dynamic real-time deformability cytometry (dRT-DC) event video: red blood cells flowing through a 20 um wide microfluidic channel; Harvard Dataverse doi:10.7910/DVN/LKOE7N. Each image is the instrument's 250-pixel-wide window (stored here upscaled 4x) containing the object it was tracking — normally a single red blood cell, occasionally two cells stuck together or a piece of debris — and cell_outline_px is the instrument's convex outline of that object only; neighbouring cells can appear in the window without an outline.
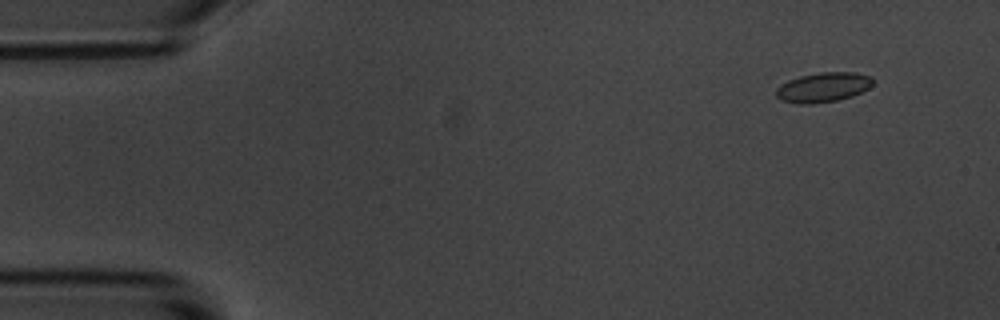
{"species": "common noctule bat (a hibernating species)", "species_latin": "Nyctalus noctula", "temperature_condition": "room temperature", "stored_images_in_passage": 55, "camera_frame_rate_fps": 3000, "um_per_image_px": 0.085, "animal": {"sex": "male", "body_mass_g": 20.1, "forearm_length_mm": 53.5}, "frame": {"image": 1, "passage_image": 4, "time_ms": 1.0, "image_size_px": [1000, 320], "cell_outline_px": [[872, 84], [868, 88], [852, 96], [836, 100], [812, 104], [800, 104], [780, 100], [776, 96], [776, 88], [788, 80], [800, 76], [820, 72], [852, 72], [872, 76]], "centroid_in_image_um": [69.94, 7.42], "position_along_channel_um": 15.1, "area_um2": 16.65}}
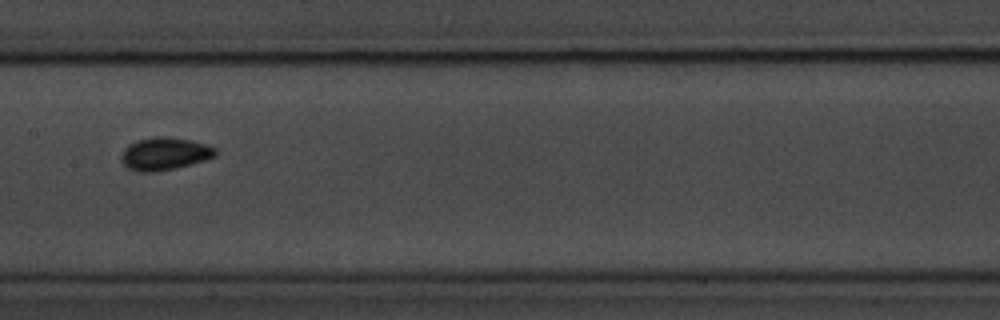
{"frame": {"image": 2, "passage_image": 27, "time_ms": 8.667, "image_size_px": [1000, 320], "cell_outline_px": [[216, 156], [204, 160], [172, 168], [152, 172], [140, 172], [128, 168], [120, 160], [120, 156], [124, 148], [128, 144], [136, 140], [156, 136], [168, 136], [208, 144], [216, 148]], "centroid_in_image_um": [13.95, 13.05], "position_along_channel_um": 193.4, "area_um2": 17.86}}
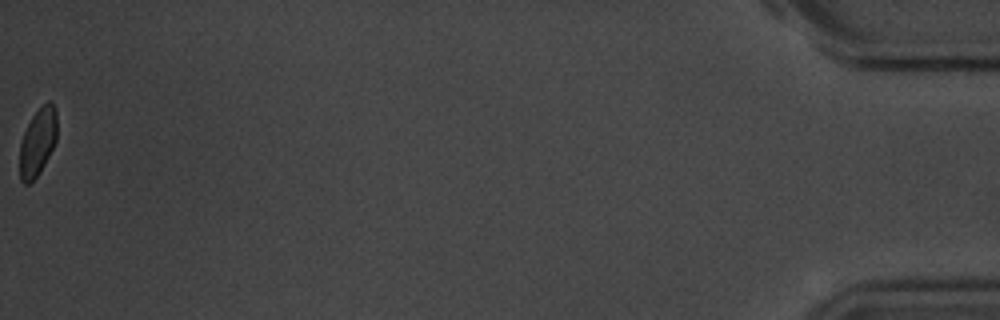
{"frame": {"image": 3, "passage_image": 55, "time_ms": 18.0, "image_size_px": [1000, 320], "cell_outline_px": [[56, 140], [40, 172], [28, 184], [24, 184], [20, 180], [20, 144], [24, 132], [32, 116], [48, 100], [52, 100], [56, 108]], "centroid_in_image_um": [3.2, 12.05], "position_along_channel_um": 432.0, "area_um2": 14.51}, "authors_computed_cell_mechanics": {"area_um2": 16.0684, "velocity_mm_per_s": 3.6346, "shape_relaxation_time_tau1_ms": 2.1326, "shape_relaxation_time_tau2_ms": 1.6799, "deformation_change_tau1": 0.0811, "deformation_change_tau2": 0.0577}}